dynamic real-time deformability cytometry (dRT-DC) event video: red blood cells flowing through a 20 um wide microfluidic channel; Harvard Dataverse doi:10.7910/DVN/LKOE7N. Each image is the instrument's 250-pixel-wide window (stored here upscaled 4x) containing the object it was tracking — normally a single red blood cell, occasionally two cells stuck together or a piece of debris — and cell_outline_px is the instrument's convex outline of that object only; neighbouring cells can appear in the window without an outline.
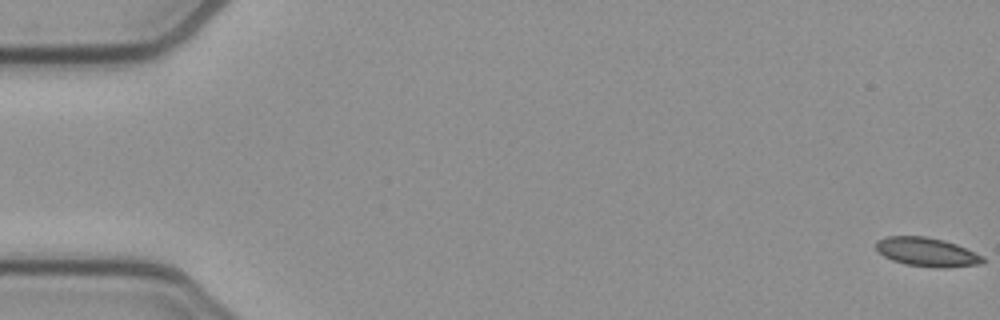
{"species": "common noctule bat (a hibernating species)", "species_latin": "Nyctalus noctula", "temperature_condition": "cold", "stored_images_in_passage": 54, "camera_frame_rate_fps": 3000, "um_per_image_px": 0.085, "animal": {"sex": "female", "body_mass_g": 21.9}, "frame": {"image": 1, "passage_image": 1, "time_ms": 0.0, "image_size_px": [1000, 320], "cell_outline_px": [[984, 264], [944, 268], [936, 268], [904, 264], [892, 260], [876, 252], [876, 240], [888, 236], [924, 236], [944, 240], [956, 244], [984, 256]], "centroid_in_image_um": [78.78, 21.43], "position_along_channel_um": 6.2, "area_um2": 18.21}}
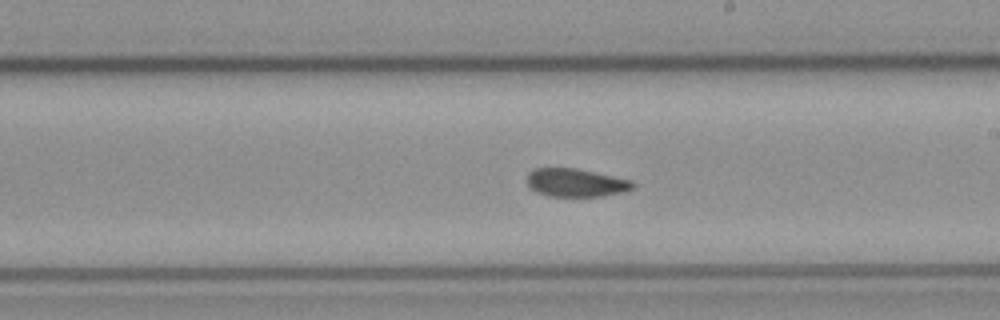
{"frame": {"image": 2, "passage_image": 31, "time_ms": 10.0, "image_size_px": [1000, 320], "cell_outline_px": [[636, 188], [624, 192], [604, 196], [548, 196], [536, 192], [528, 188], [528, 172], [532, 168], [576, 168], [632, 180], [636, 184]], "centroid_in_image_um": [48.96, 15.53], "position_along_channel_um": 240.0, "area_um2": 17.63}}
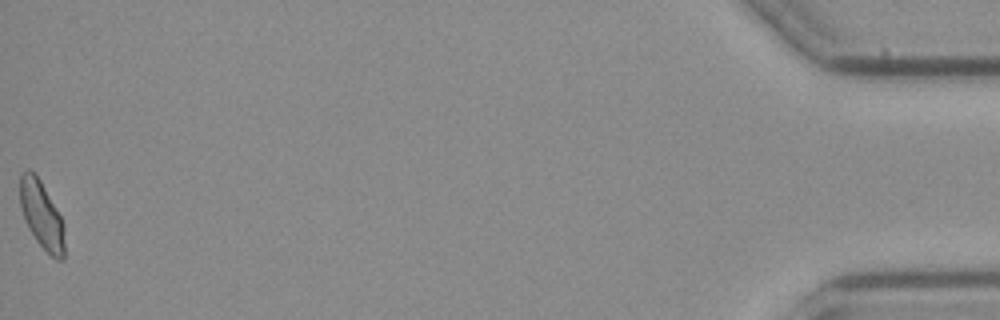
{"frame": {"image": 3, "passage_image": 54, "time_ms": 17.667, "image_size_px": [1000, 320], "cell_outline_px": [[64, 260], [56, 260], [36, 240], [28, 228], [20, 208], [20, 172], [28, 168], [40, 180], [60, 216], [64, 224]], "centroid_in_image_um": [3.53, 18.28], "position_along_channel_um": 431.7, "area_um2": 17.4}, "authors_computed_cell_mechanics": {"area_um2": 18.1203, "velocity_mm_per_s": 3.8721, "shape_relaxation_time_tau1_ms": 5.767, "shape_relaxation_time_tau2_ms": 2.0191, "deformation_change_tau1": 0.1315, "deformation_change_tau2": 0.068}}